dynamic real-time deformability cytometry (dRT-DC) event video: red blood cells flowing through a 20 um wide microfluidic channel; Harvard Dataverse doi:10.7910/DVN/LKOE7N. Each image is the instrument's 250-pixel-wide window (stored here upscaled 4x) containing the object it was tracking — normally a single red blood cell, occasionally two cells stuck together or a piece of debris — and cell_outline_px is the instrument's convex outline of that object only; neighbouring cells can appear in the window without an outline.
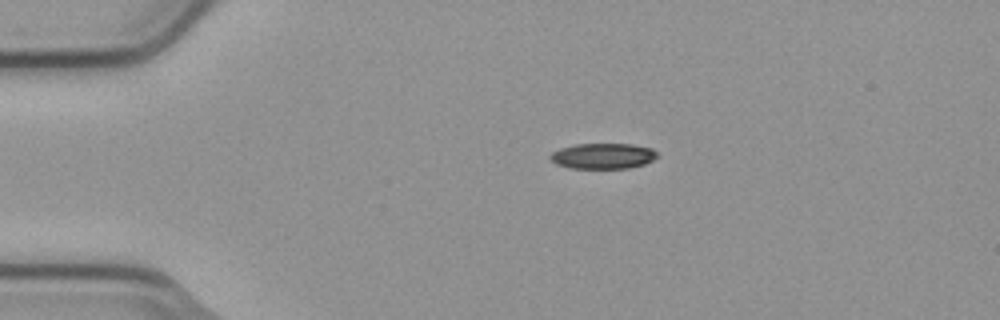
{"species": "common noctule bat (a hibernating species)", "species_latin": "Nyctalus noctula", "temperature_condition": "cold", "stored_images_in_passage": 3, "camera_frame_rate_fps": 3000, "um_per_image_px": 0.085, "animal": {"sex": "male", "body_mass_g": 23.1, "forearm_length_mm": 52.7}, "frame": {"image": 1, "passage_image": 1, "time_ms": 0.0, "image_size_px": [1000, 320], "cell_outline_px": [[660, 156], [644, 164], [628, 168], [572, 168], [556, 164], [548, 156], [552, 152], [560, 148], [572, 144], [632, 144], [652, 148]], "centroid_in_image_um": [51.25, 13.25], "position_along_channel_um": 33.7, "area_um2": 16.01}}
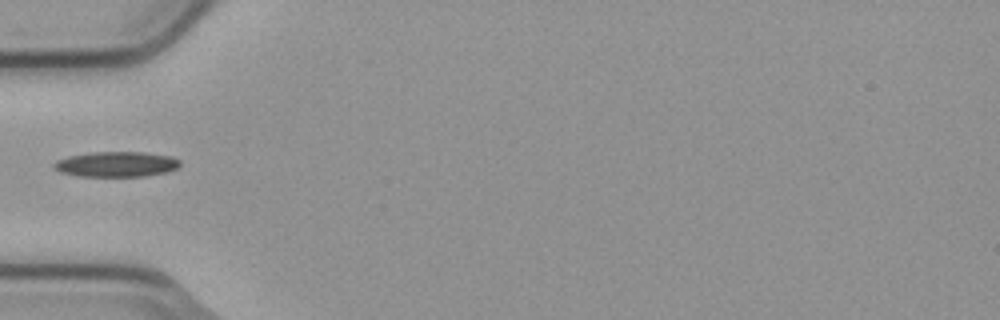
{"frame": {"image": 2, "passage_image": 2, "time_ms": 0.333, "image_size_px": [1000, 320], "cell_outline_px": [[180, 164], [176, 168], [168, 172], [144, 176], [76, 176], [60, 172], [52, 168], [52, 164], [56, 160], [68, 156], [92, 152], [144, 152], [172, 156], [180, 160]], "centroid_in_image_um": [9.86, 13.96], "position_along_channel_um": 75.1, "area_um2": 18.73}}
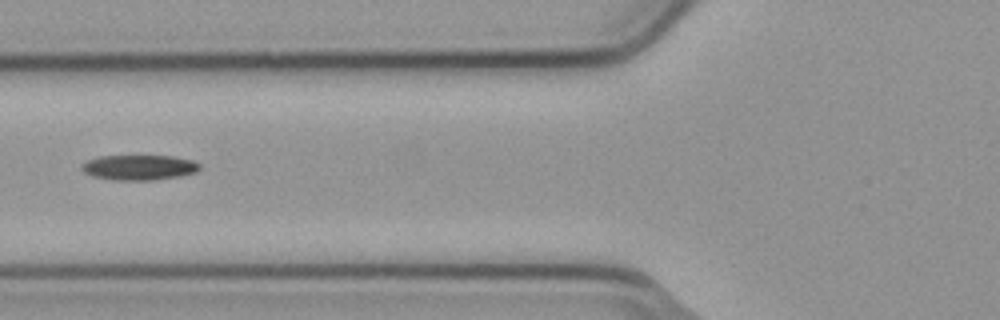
{"frame": {"image": 3, "passage_image": 3, "time_ms": 0.667, "image_size_px": [1000, 320], "cell_outline_px": [[200, 168], [196, 172], [180, 176], [152, 180], [112, 180], [92, 176], [84, 172], [80, 168], [80, 164], [88, 160], [100, 156], [172, 156], [192, 160], [200, 164]], "centroid_in_image_um": [11.8, 14.23], "position_along_channel_um": 114.0, "area_um2": 17.34}}